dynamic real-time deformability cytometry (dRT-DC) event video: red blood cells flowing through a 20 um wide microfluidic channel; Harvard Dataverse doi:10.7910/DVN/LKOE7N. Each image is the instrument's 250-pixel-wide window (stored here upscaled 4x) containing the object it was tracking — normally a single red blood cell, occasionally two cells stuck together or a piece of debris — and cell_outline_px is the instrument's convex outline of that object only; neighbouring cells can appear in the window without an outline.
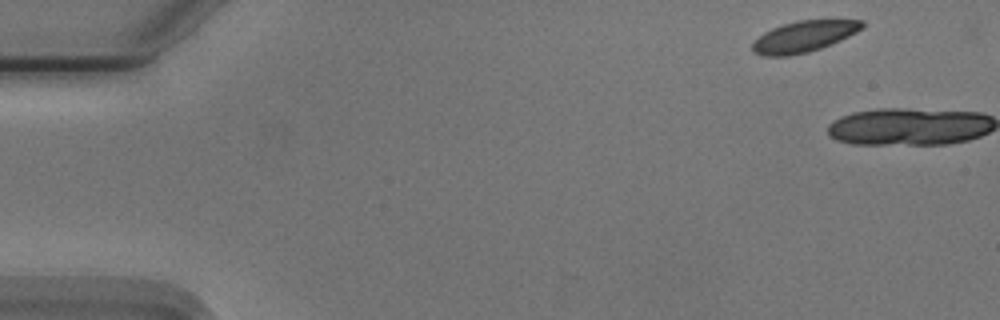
{"species": "Egyptian fruit bat (a non-hibernating species)", "species_latin": "Rousettus aegyptiacus", "temperature_condition": "cold", "stored_images_in_passage": 2, "camera_frame_rate_fps": 3000, "um_per_image_px": 0.085, "animal": {"sex": "male"}, "frame": {"image": 1, "passage_image": 1, "time_ms": 0.0, "image_size_px": [1000, 320], "cell_outline_px": [[864, 24], [856, 32], [840, 40], [820, 48], [808, 52], [788, 56], [764, 56], [752, 52], [752, 44], [764, 32], [772, 28], [796, 20], [864, 20]], "centroid_in_image_um": [68.29, 3.11], "position_along_channel_um": 16.7, "area_um2": 19.65}}